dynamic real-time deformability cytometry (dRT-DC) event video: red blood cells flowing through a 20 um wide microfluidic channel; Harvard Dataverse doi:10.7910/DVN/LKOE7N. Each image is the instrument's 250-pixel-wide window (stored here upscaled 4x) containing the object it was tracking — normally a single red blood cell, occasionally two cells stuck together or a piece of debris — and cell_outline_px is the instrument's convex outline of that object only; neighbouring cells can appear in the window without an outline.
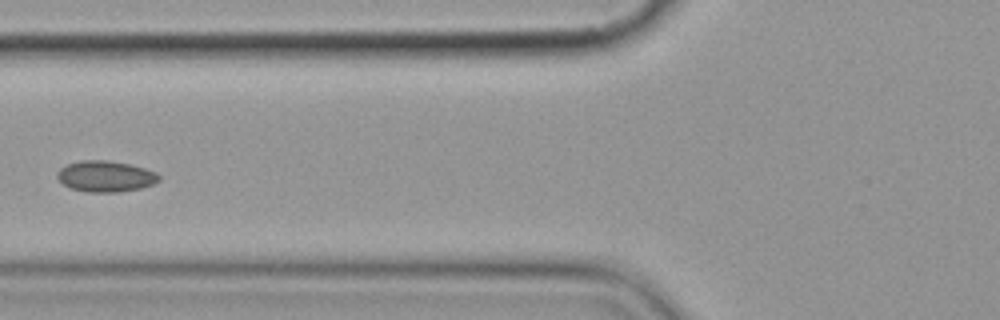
{"species": "common noctule bat (a hibernating species)", "species_latin": "Nyctalus noctula", "temperature_condition": "cold", "stored_images_in_passage": 10, "camera_frame_rate_fps": 3000, "um_per_image_px": 0.085, "animal": {"sex": "female", "body_mass_g": 19.9}, "frame": {"image": 1, "passage_image": 5, "time_ms": 4.667, "image_size_px": [1000, 320], "cell_outline_px": [[160, 180], [152, 184], [140, 188], [116, 192], [88, 192], [72, 188], [64, 184], [56, 176], [56, 172], [60, 168], [68, 164], [80, 160], [108, 160], [128, 164], [144, 168], [156, 172], [160, 176]], "centroid_in_image_um": [8.96, 14.98], "position_along_channel_um": 116.8, "area_um2": 18.26}}
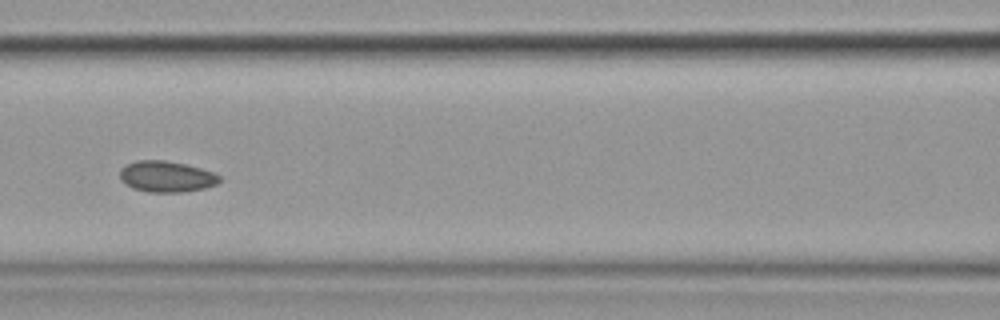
{"frame": {"image": 2, "passage_image": 6, "time_ms": 5.667, "image_size_px": [1000, 320], "cell_outline_px": [[220, 180], [216, 184], [204, 188], [180, 192], [148, 192], [132, 188], [124, 184], [120, 180], [120, 168], [136, 160], [164, 160], [184, 164], [200, 168], [212, 172], [220, 176]], "centroid_in_image_um": [14.1, 15.01], "position_along_channel_um": 152.5, "area_um2": 17.98}}
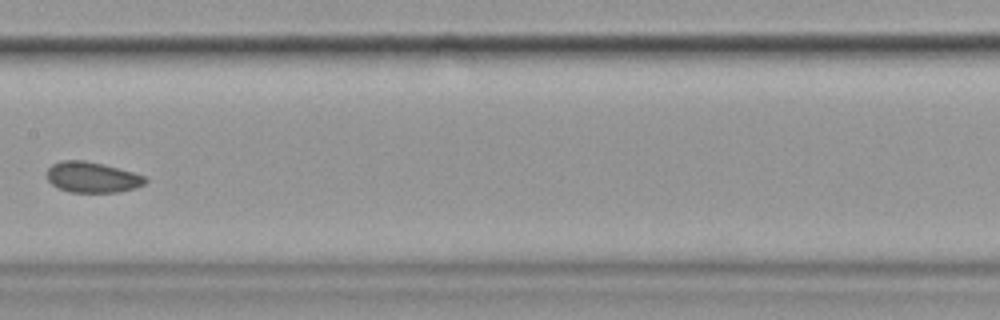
{"frame": {"image": 3, "passage_image": 7, "time_ms": 7.0, "image_size_px": [1000, 320], "cell_outline_px": [[148, 180], [144, 184], [136, 188], [116, 192], [68, 192], [52, 184], [48, 180], [48, 168], [52, 164], [60, 160], [84, 160], [104, 164], [132, 172], [144, 176]], "centroid_in_image_um": [7.84, 15.06], "position_along_channel_um": 199.6, "area_um2": 17.51}}